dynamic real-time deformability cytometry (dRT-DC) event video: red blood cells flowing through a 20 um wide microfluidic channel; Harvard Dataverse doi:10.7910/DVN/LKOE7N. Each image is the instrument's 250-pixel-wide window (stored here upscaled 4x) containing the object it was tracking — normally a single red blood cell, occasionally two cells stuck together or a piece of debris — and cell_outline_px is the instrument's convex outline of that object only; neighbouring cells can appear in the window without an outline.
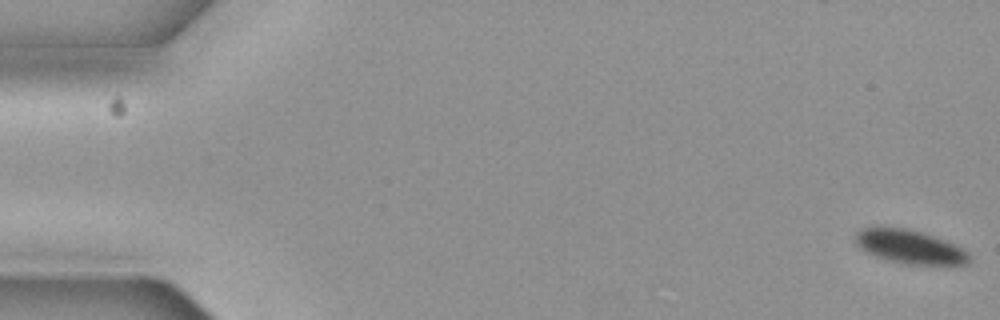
{"species": "common noctule bat (a hibernating species)", "species_latin": "Nyctalus noctula", "temperature_condition": "cold", "stored_images_in_passage": 6, "camera_frame_rate_fps": 3000, "um_per_image_px": 0.085, "animal": {"sex": "female", "body_mass_g": 19.3, "forearm_length_mm": 54.1}, "frame": {"image": 1, "passage_image": 1, "time_ms": 0.0, "image_size_px": [1000, 320], "cell_outline_px": [[968, 264], [908, 264], [888, 260], [876, 256], [860, 248], [856, 244], [856, 232], [860, 228], [876, 224], [880, 224], [908, 228], [944, 240], [968, 252]], "centroid_in_image_um": [77.21, 20.92], "position_along_channel_um": 7.8, "area_um2": 22.43}}
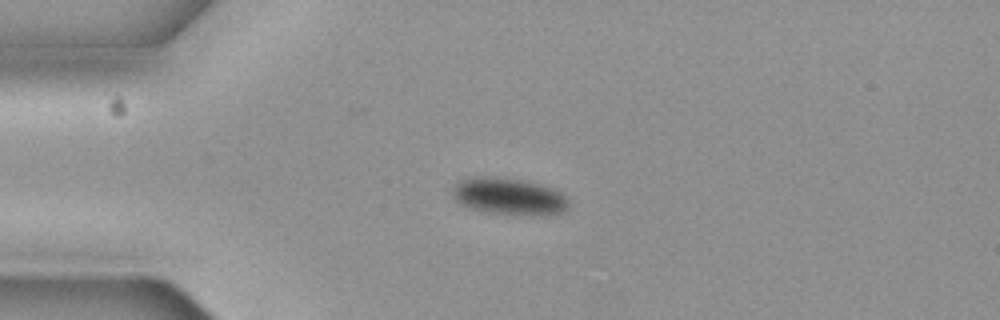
{"frame": {"image": 2, "passage_image": 5, "time_ms": 1.333, "image_size_px": [1000, 320], "cell_outline_px": [[568, 208], [564, 212], [536, 216], [532, 216], [488, 212], [472, 208], [460, 204], [452, 196], [452, 188], [460, 180], [468, 176], [496, 176], [520, 180], [540, 184], [552, 188], [568, 196]], "centroid_in_image_um": [43.26, 16.68], "position_along_channel_um": 41.7, "area_um2": 25.32}}
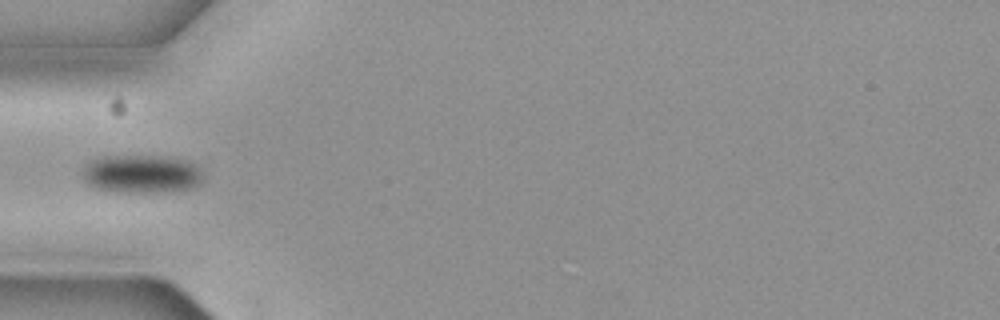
{"frame": {"image": 3, "passage_image": 6, "time_ms": 1.667, "image_size_px": [1000, 320], "cell_outline_px": [[204, 180], [200, 184], [192, 188], [156, 192], [116, 192], [100, 188], [88, 184], [84, 180], [84, 168], [92, 160], [100, 156], [160, 156], [188, 160], [196, 164], [200, 168], [204, 176]], "centroid_in_image_um": [12.1, 14.78], "position_along_channel_um": 72.9, "area_um2": 26.93}}